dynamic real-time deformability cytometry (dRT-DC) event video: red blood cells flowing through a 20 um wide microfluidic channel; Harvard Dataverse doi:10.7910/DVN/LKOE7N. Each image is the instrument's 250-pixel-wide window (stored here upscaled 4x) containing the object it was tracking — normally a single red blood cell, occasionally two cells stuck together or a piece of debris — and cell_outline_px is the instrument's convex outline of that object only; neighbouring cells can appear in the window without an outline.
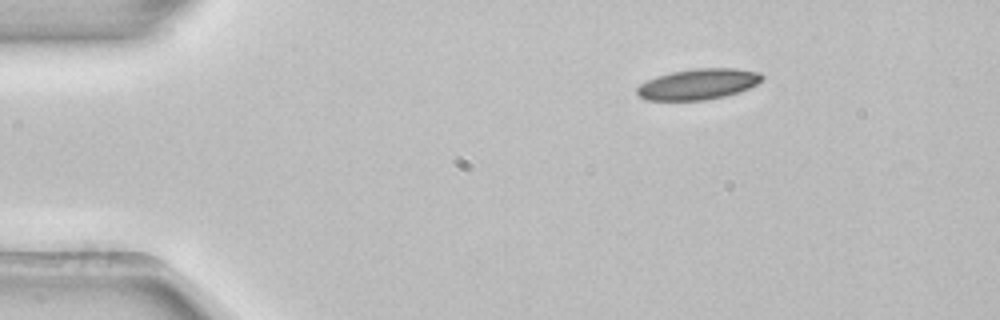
{"species": "common noctule bat (a hibernating species)", "species_latin": "Nyctalus noctula", "temperature_condition": "room temperature", "stored_images_in_passage": 3, "camera_frame_rate_fps": 3000, "um_per_image_px": 0.085, "animal": {"sex": "female", "body_mass_g": 22.7, "forearm_length_mm": 54.2}, "frame": {"image": 1, "passage_image": 1, "time_ms": 0.0, "image_size_px": [1000, 320], "cell_outline_px": [[764, 76], [756, 84], [740, 92], [724, 96], [704, 100], [648, 100], [640, 96], [636, 92], [636, 88], [640, 84], [656, 76], [672, 72], [696, 68], [736, 68], [760, 72]], "centroid_in_image_um": [59.35, 7.14], "position_along_channel_um": 25.6, "area_um2": 22.31}}
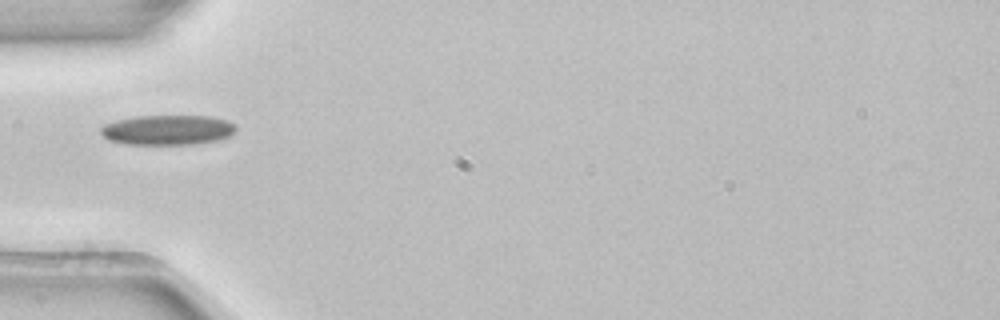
{"frame": {"image": 2, "passage_image": 3, "time_ms": 0.667, "image_size_px": [1000, 320], "cell_outline_px": [[236, 128], [232, 136], [220, 140], [196, 144], [128, 144], [108, 140], [100, 132], [100, 128], [104, 124], [116, 120], [136, 116], [212, 116], [228, 120]], "centroid_in_image_um": [14.27, 11.04], "position_along_channel_um": 70.7, "area_um2": 23.76}}